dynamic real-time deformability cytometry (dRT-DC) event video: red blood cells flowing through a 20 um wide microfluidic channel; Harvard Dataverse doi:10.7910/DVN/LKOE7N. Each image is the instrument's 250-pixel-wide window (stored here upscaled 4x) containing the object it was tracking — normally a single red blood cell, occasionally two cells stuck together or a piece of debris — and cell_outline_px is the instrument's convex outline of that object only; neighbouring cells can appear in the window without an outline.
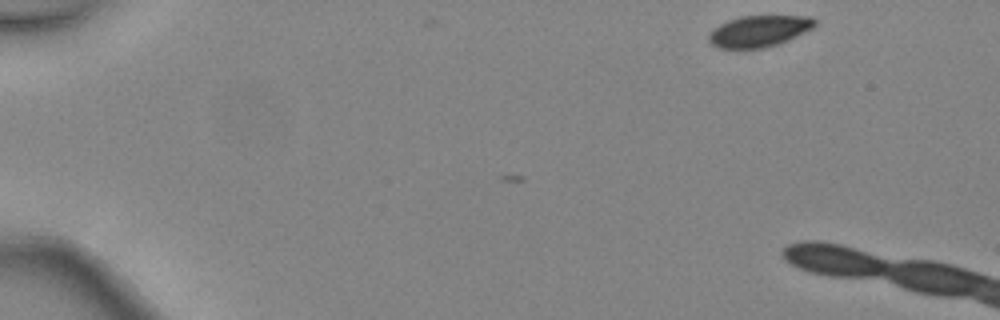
{"species": "common noctule bat (a hibernating species)", "species_latin": "Nyctalus noctula", "temperature_condition": "warm", "stored_images_in_passage": 2, "camera_frame_rate_fps": 3000, "um_per_image_px": 0.085, "animal": {"sex": "female", "body_mass_g": 24.6, "forearm_length_mm": 56.2}, "frame": {"image": 1, "passage_image": 1, "time_ms": 0.0, "image_size_px": [1000, 320], "cell_outline_px": [[816, 24], [812, 28], [788, 40], [764, 48], [716, 48], [708, 40], [708, 36], [720, 24], [728, 20], [740, 16], [812, 16], [816, 20]], "centroid_in_image_um": [64.52, 2.64], "position_along_channel_um": 20.5, "area_um2": 19.19}}